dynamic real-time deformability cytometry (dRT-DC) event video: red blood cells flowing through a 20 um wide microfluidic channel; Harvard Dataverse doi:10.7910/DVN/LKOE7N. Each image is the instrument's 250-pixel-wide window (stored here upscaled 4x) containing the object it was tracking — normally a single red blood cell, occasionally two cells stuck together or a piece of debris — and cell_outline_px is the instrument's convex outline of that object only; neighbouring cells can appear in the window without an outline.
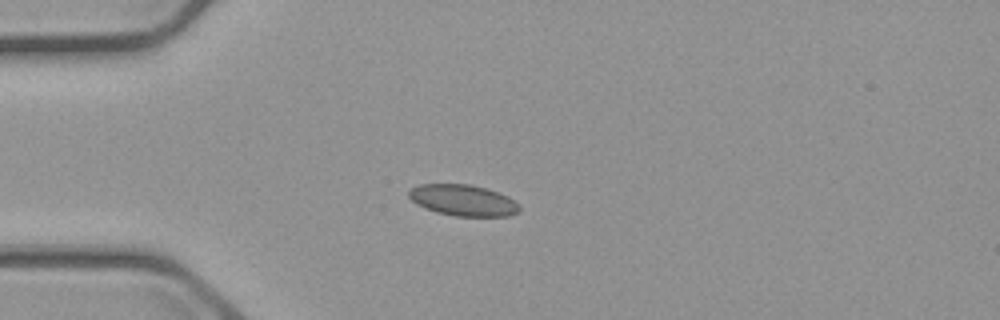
{"species": "common noctule bat (a hibernating species)", "species_latin": "Nyctalus noctula", "temperature_condition": "cold", "stored_images_in_passage": 6, "camera_frame_rate_fps": 3000, "um_per_image_px": 0.085, "animal": {"sex": "male", "body_mass_g": 23.1, "forearm_length_mm": 52.7}, "frame": {"image": 1, "passage_image": 4, "time_ms": 3.667, "image_size_px": [1000, 320], "cell_outline_px": [[520, 212], [508, 216], [456, 216], [436, 212], [424, 208], [416, 204], [408, 196], [408, 192], [412, 188], [420, 184], [472, 184], [508, 196], [520, 204]], "centroid_in_image_um": [39.37, 17.03], "position_along_channel_um": 45.6, "area_um2": 20.17}}
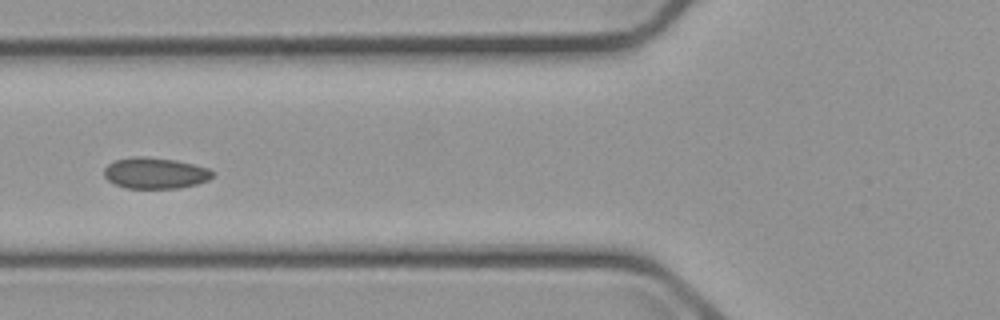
{"frame": {"image": 2, "passage_image": 6, "time_ms": 6.0, "image_size_px": [1000, 320], "cell_outline_px": [[216, 172], [208, 180], [196, 184], [180, 188], [124, 188], [108, 180], [104, 176], [104, 168], [108, 164], [116, 160], [132, 156], [144, 156], [176, 160], [208, 168]], "centroid_in_image_um": [13.19, 14.71], "position_along_channel_um": 112.6, "area_um2": 19.71}}